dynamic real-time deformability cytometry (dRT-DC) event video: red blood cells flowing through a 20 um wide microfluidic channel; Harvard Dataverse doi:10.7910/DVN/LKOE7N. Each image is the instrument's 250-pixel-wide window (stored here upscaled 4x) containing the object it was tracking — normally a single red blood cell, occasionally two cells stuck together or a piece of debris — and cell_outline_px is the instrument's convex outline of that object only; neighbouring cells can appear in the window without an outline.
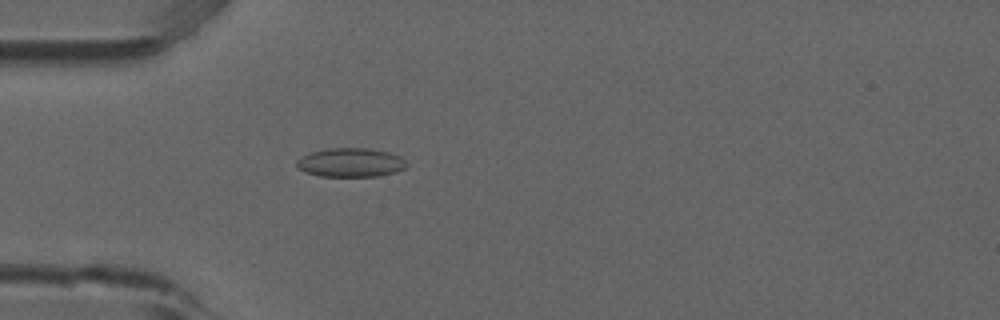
{"species": "common noctule bat (a hibernating species)", "species_latin": "Nyctalus noctula", "temperature_condition": "room temperature", "stored_images_in_passage": 53, "camera_frame_rate_fps": 3000, "um_per_image_px": 0.085, "animal": {"sex": "male", "forearm_length_mm": 52.5}, "frame": {"image": 1, "passage_image": 16, "time_ms": 5.0, "image_size_px": [1000, 320], "cell_outline_px": [[408, 164], [404, 168], [396, 172], [376, 176], [320, 176], [304, 172], [296, 168], [296, 160], [312, 152], [328, 148], [372, 148], [388, 152], [400, 156]], "centroid_in_image_um": [29.8, 13.81], "position_along_channel_um": 55.2, "area_um2": 18.55}}
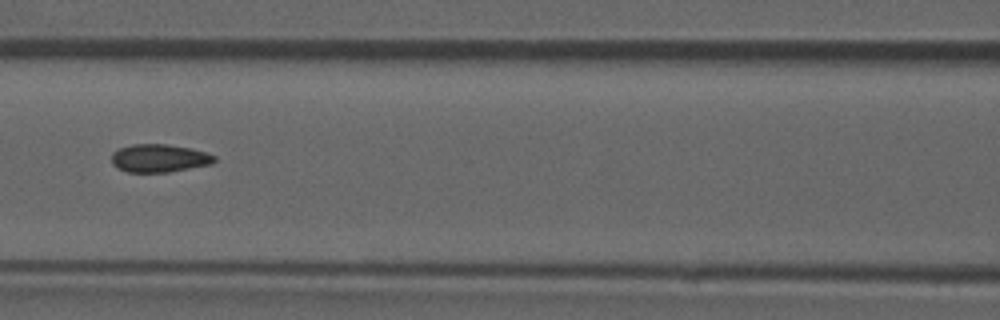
{"frame": {"image": 2, "passage_image": 24, "time_ms": 7.667, "image_size_px": [1000, 320], "cell_outline_px": [[216, 160], [212, 164], [168, 172], [128, 172], [116, 168], [112, 164], [112, 152], [120, 148], [132, 144], [168, 144], [192, 148], [216, 156]], "centroid_in_image_um": [13.53, 13.44], "position_along_channel_um": 153.1, "area_um2": 16.88}}
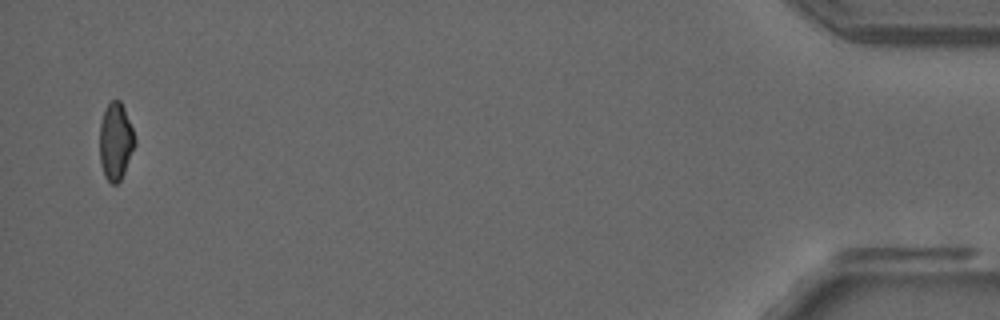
{"frame": {"image": 3, "passage_image": 52, "time_ms": 17.0, "image_size_px": [1000, 320], "cell_outline_px": [[136, 144], [124, 172], [120, 180], [116, 184], [112, 184], [104, 176], [100, 160], [100, 124], [104, 112], [108, 104], [112, 100], [120, 100], [124, 108], [132, 128], [136, 140]], "centroid_in_image_um": [9.83, 12.03], "position_along_channel_um": 425.4, "area_um2": 15.66}, "authors_computed_cell_mechanics": {"area_um2": 17.051, "velocity_mm_per_s": 3.882, "shape_relaxation_time_tau1_ms": null, "shape_relaxation_time_tau2_ms": 1.6174, "deformation_change_tau1": null, "deformation_change_tau2": 0.077}}